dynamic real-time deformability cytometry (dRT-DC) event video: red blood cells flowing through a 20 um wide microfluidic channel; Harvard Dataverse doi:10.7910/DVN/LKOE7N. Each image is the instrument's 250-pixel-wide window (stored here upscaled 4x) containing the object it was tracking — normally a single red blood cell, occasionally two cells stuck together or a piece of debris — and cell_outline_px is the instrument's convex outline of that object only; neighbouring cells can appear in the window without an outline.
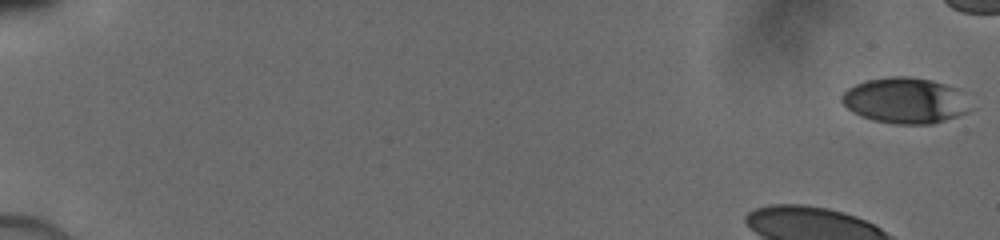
{"species": "human", "species_latin": "Homo sapiens", "temperature_condition": "cold", "stored_images_in_passage": 40, "camera_frame_rate_fps": 3000, "um_per_image_px": 0.085, "donor": {"sex": "male"}, "frame": {"image": 1, "passage_image": 1, "time_ms": 0.0, "image_size_px": [1000, 240], "cell_outline_px": [[968, 112], [932, 124], [896, 124], [872, 120], [860, 116], [852, 112], [840, 100], [840, 96], [848, 88], [856, 84], [868, 80], [892, 76], [908, 76], [932, 80], [956, 88]], "centroid_in_image_um": [76.83, 8.55], "position_along_channel_um": 8.2, "area_um2": 33.64}}
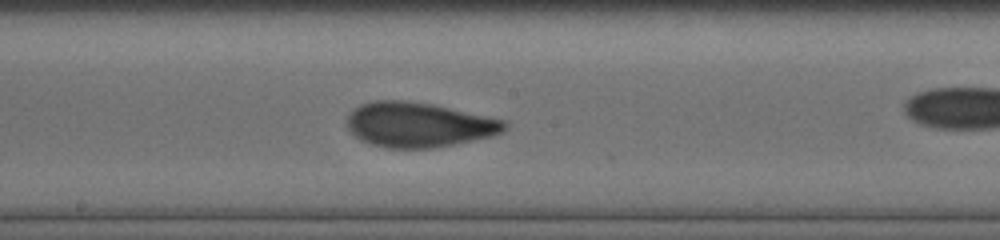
{"frame": {"image": 2, "passage_image": 27, "time_ms": 8.667, "image_size_px": [1000, 240], "cell_outline_px": [[508, 128], [504, 132], [492, 136], [432, 148], [388, 148], [372, 144], [360, 140], [348, 128], [344, 120], [352, 108], [360, 104], [372, 100], [408, 100], [432, 104], [504, 120], [508, 124]], "centroid_in_image_um": [35.54, 10.59], "position_along_channel_um": 212.7, "area_um2": 41.33}}
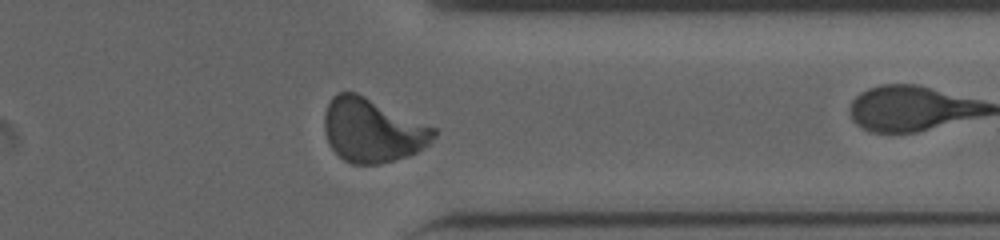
{"frame": {"image": 3, "passage_image": 39, "time_ms": 12.667, "image_size_px": [1000, 240], "cell_outline_px": [[440, 132], [428, 144], [416, 152], [408, 156], [380, 164], [352, 164], [344, 160], [328, 144], [324, 128], [324, 112], [332, 96], [336, 92], [356, 92], [436, 128]], "centroid_in_image_um": [31.65, 11.08], "position_along_channel_um": 379.8, "area_um2": 40.75}}